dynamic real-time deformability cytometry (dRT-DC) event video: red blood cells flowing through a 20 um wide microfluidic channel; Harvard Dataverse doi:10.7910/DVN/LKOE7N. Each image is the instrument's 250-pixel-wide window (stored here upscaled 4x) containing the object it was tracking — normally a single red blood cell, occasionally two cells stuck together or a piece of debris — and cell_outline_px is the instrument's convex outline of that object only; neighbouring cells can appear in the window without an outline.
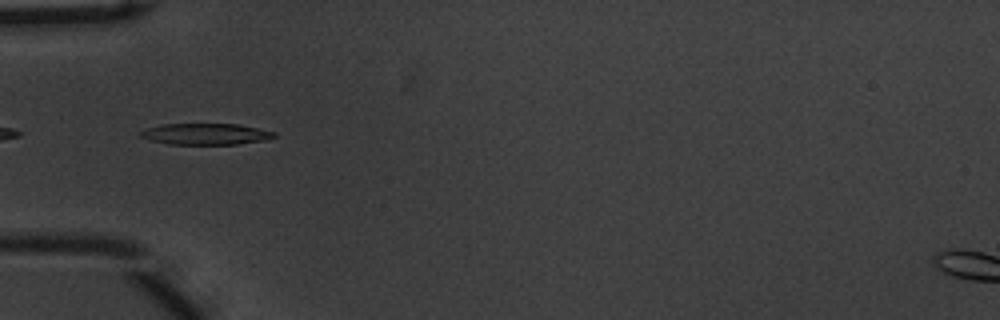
{"species": "common noctule bat (a hibernating species)", "species_latin": "Nyctalus noctula", "temperature_condition": "warm", "stored_images_in_passage": 10, "camera_frame_rate_fps": 3000, "um_per_image_px": 0.085, "animal": {"sex": "male", "body_mass_g": 20.1, "forearm_length_mm": 53.5}, "frame": {"image": 1, "passage_image": 2, "time_ms": 0.333, "image_size_px": [1000, 320], "cell_outline_px": [[276, 136], [268, 140], [236, 144], [168, 144], [152, 140], [140, 136], [136, 132], [148, 128], [164, 124], [236, 124], [276, 132]], "centroid_in_image_um": [17.49, 11.39], "position_along_channel_um": 67.5, "area_um2": 16.47}}